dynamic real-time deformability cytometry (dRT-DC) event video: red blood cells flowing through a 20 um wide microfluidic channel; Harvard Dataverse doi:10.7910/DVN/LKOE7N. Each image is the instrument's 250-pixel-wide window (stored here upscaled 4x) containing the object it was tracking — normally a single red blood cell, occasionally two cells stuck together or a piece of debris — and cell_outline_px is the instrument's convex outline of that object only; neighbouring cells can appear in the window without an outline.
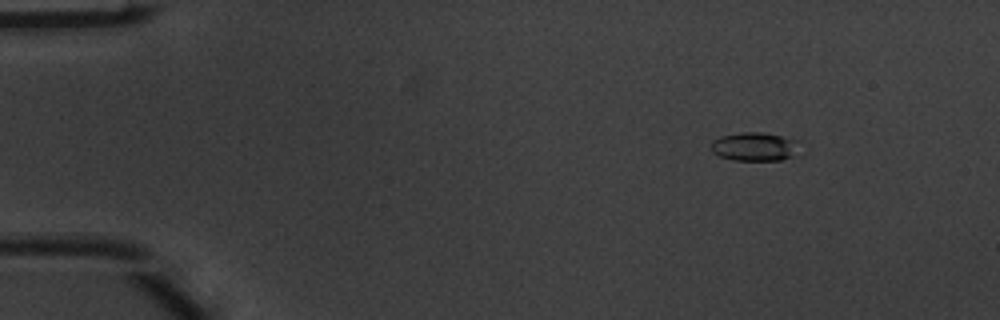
{"species": "common noctule bat (a hibernating species)", "species_latin": "Nyctalus noctula", "temperature_condition": "warm", "stored_images_in_passage": 5, "camera_frame_rate_fps": 3000, "um_per_image_px": 0.085, "animal": {"sex": "male", "body_mass_g": 20.1, "forearm_length_mm": 53.5}, "frame": {"image": 1, "passage_image": 1, "time_ms": 0.0, "image_size_px": [1000, 320], "cell_outline_px": [[796, 140], [792, 156], [780, 160], [732, 160], [720, 156], [712, 152], [712, 140], [720, 136], [740, 132], [764, 132]], "centroid_in_image_um": [64.04, 12.45], "position_along_channel_um": 21.0, "area_um2": 14.39}}
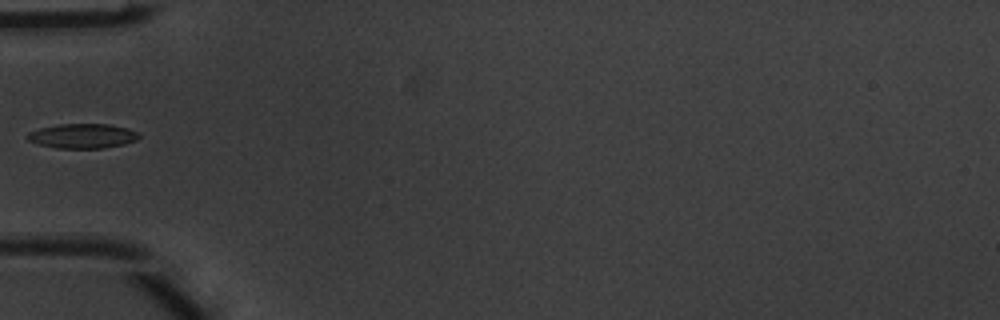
{"frame": {"image": 2, "passage_image": 4, "time_ms": 1.0, "image_size_px": [1000, 320], "cell_outline_px": [[140, 136], [136, 140], [124, 144], [100, 148], [56, 148], [36, 144], [28, 140], [24, 136], [28, 132], [40, 128], [60, 124], [108, 124], [128, 128], [136, 132]], "centroid_in_image_um": [6.96, 11.56], "position_along_channel_um": 78.0, "area_um2": 16.01}}